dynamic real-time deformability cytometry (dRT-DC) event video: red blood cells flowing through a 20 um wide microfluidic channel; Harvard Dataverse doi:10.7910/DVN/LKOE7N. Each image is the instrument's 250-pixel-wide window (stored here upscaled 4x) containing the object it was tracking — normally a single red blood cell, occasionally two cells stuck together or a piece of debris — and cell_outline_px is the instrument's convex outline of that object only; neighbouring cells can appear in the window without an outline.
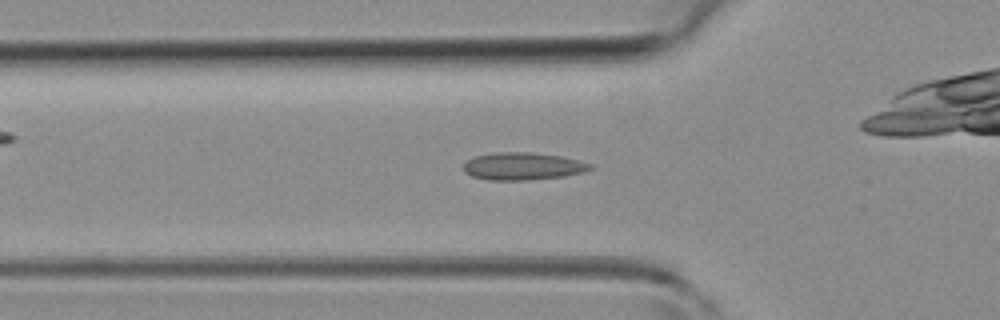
{"species": "common noctule bat (a hibernating species)", "species_latin": "Nyctalus noctula", "temperature_condition": "room temperature", "stored_images_in_passage": 45, "camera_frame_rate_fps": 3000, "um_per_image_px": 0.085, "animal": {"sex": "female", "body_mass_g": 19.3, "forearm_length_mm": 54.1}, "frame": {"image": 1, "passage_image": 14, "time_ms": 4.333, "image_size_px": [1000, 320], "cell_outline_px": [[592, 168], [580, 172], [564, 176], [528, 180], [488, 180], [472, 176], [464, 172], [464, 164], [468, 160], [476, 156], [500, 152], [528, 152], [560, 156], [580, 160], [592, 164]], "centroid_in_image_um": [44.43, 14.13], "position_along_channel_um": 81.4, "area_um2": 20.06}}
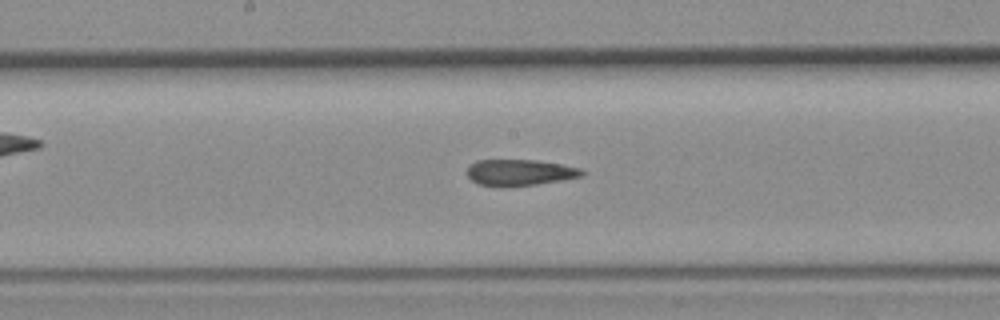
{"frame": {"image": 2, "passage_image": 22, "time_ms": 7.0, "image_size_px": [1000, 320], "cell_outline_px": [[584, 176], [536, 184], [504, 188], [476, 184], [468, 176], [468, 164], [476, 160], [536, 160], [560, 164], [580, 168], [584, 172]], "centroid_in_image_um": [44.13, 14.67], "position_along_channel_um": 204.1, "area_um2": 17.74}}
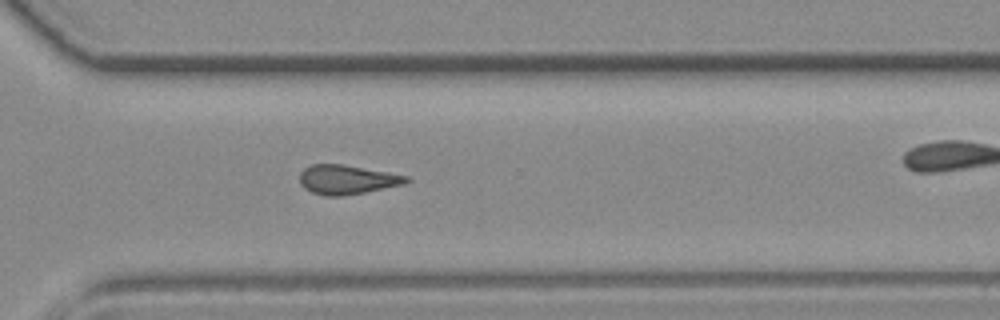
{"frame": {"image": 3, "passage_image": 31, "time_ms": 10.0, "image_size_px": [1000, 320], "cell_outline_px": [[412, 180], [404, 184], [344, 196], [324, 196], [312, 192], [304, 188], [300, 184], [300, 172], [304, 168], [312, 164], [344, 164], [408, 176]], "centroid_in_image_um": [29.48, 15.26], "position_along_channel_um": 341.1, "area_um2": 18.21}}